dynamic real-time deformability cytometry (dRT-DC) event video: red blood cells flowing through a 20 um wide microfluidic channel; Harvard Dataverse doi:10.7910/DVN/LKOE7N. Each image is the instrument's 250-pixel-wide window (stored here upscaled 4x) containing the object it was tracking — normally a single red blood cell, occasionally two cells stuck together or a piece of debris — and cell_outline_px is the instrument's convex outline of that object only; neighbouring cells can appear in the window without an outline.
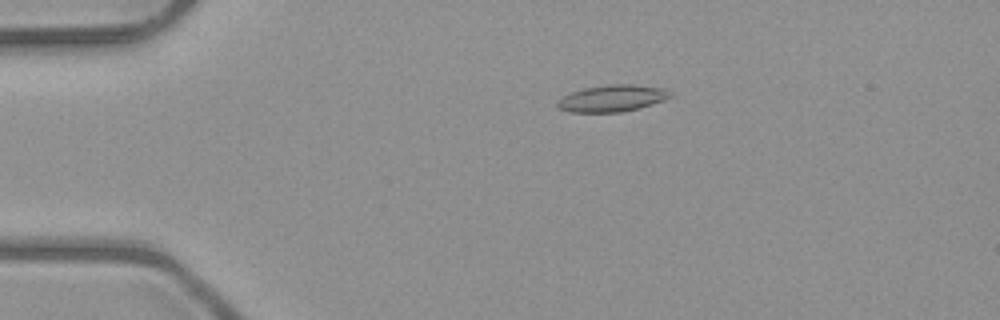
{"species": "common noctule bat (a hibernating species)", "species_latin": "Nyctalus noctula", "temperature_condition": "room temperature", "stored_images_in_passage": 44, "camera_frame_rate_fps": 3000, "um_per_image_px": 0.085, "animal": {"sex": "male", "body_mass_g": 23.1, "forearm_length_mm": 52.7}, "frame": {"image": 1, "passage_image": 3, "time_ms": 0.667, "image_size_px": [1000, 320], "cell_outline_px": [[672, 96], [664, 100], [652, 104], [620, 112], [568, 112], [556, 108], [556, 100], [572, 92], [584, 88], [612, 84], [632, 84], [660, 88], [668, 92]], "centroid_in_image_um": [51.95, 8.36], "position_along_channel_um": 33.0, "area_um2": 17.34}}
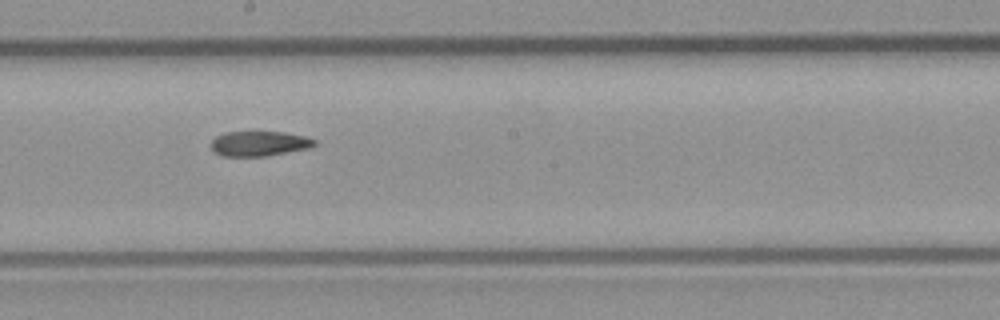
{"frame": {"image": 2, "passage_image": 21, "time_ms": 6.667, "image_size_px": [1000, 320], "cell_outline_px": [[316, 144], [308, 148], [264, 156], [224, 156], [212, 152], [208, 144], [216, 136], [224, 132], [284, 132], [304, 136], [316, 140]], "centroid_in_image_um": [21.95, 12.2], "position_along_channel_um": 226.2, "area_um2": 15.09}}
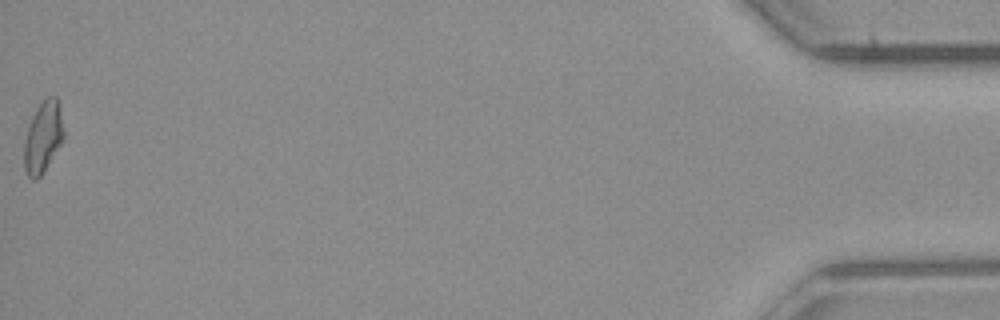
{"frame": {"image": 3, "passage_image": 44, "time_ms": 14.333, "image_size_px": [1000, 320], "cell_outline_px": [[64, 136], [60, 144], [44, 172], [36, 180], [32, 180], [28, 176], [24, 168], [24, 140], [32, 116], [36, 108], [48, 96], [56, 96], [60, 112], [64, 132]], "centroid_in_image_um": [3.64, 11.68], "position_along_channel_um": 431.6, "area_um2": 16.24}, "authors_computed_cell_mechanics": {"area_um2": 16.0106, "velocity_mm_per_s": 4.0304, "shape_relaxation_time_tau1_ms": null, "shape_relaxation_time_tau2_ms": 11.0666, "deformation_change_tau1": null, "deformation_change_tau2": 0.1699}}